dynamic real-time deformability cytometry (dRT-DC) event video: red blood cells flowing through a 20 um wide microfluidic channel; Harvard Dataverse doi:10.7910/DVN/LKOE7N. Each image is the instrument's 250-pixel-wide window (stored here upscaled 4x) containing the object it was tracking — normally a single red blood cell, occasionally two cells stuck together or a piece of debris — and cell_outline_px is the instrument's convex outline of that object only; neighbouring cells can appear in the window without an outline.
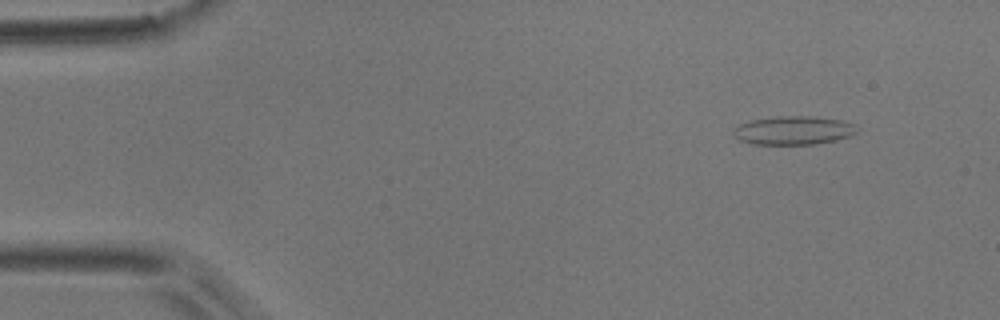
{"species": "common noctule bat (a hibernating species)", "species_latin": "Nyctalus noctula", "temperature_condition": "room temperature", "stored_images_in_passage": 4, "camera_frame_rate_fps": 3000, "um_per_image_px": 0.085, "animal": {"sex": "male", "body_mass_g": 17.9}, "frame": {"image": 1, "passage_image": 2, "time_ms": 1.333, "image_size_px": [1000, 320], "cell_outline_px": [[856, 132], [852, 136], [836, 140], [816, 144], [752, 144], [740, 140], [732, 132], [740, 124], [752, 120], [776, 116], [812, 116], [840, 120], [852, 124]], "centroid_in_image_um": [67.44, 11.09], "position_along_channel_um": 17.6, "area_um2": 20.35}}